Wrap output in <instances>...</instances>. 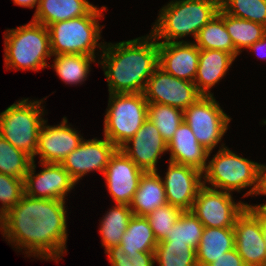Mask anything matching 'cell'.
Wrapping results in <instances>:
<instances>
[{
	"instance_id": "cell-1",
	"label": "cell",
	"mask_w": 266,
	"mask_h": 266,
	"mask_svg": "<svg viewBox=\"0 0 266 266\" xmlns=\"http://www.w3.org/2000/svg\"><path fill=\"white\" fill-rule=\"evenodd\" d=\"M65 201L23 194L4 216V237L28 256L57 261L67 252Z\"/></svg>"
},
{
	"instance_id": "cell-2",
	"label": "cell",
	"mask_w": 266,
	"mask_h": 266,
	"mask_svg": "<svg viewBox=\"0 0 266 266\" xmlns=\"http://www.w3.org/2000/svg\"><path fill=\"white\" fill-rule=\"evenodd\" d=\"M105 43L101 64L109 94L143 93L158 67V41L150 34L116 44Z\"/></svg>"
},
{
	"instance_id": "cell-3",
	"label": "cell",
	"mask_w": 266,
	"mask_h": 266,
	"mask_svg": "<svg viewBox=\"0 0 266 266\" xmlns=\"http://www.w3.org/2000/svg\"><path fill=\"white\" fill-rule=\"evenodd\" d=\"M220 0H174L160 9L151 35L158 42H179L187 35L197 37L219 11ZM164 39L162 41H159Z\"/></svg>"
},
{
	"instance_id": "cell-4",
	"label": "cell",
	"mask_w": 266,
	"mask_h": 266,
	"mask_svg": "<svg viewBox=\"0 0 266 266\" xmlns=\"http://www.w3.org/2000/svg\"><path fill=\"white\" fill-rule=\"evenodd\" d=\"M4 34L6 69L39 71L52 56L48 27L31 20L28 24L8 29Z\"/></svg>"
},
{
	"instance_id": "cell-5",
	"label": "cell",
	"mask_w": 266,
	"mask_h": 266,
	"mask_svg": "<svg viewBox=\"0 0 266 266\" xmlns=\"http://www.w3.org/2000/svg\"><path fill=\"white\" fill-rule=\"evenodd\" d=\"M105 10H107L105 6L101 9L95 6L85 16L49 25L52 55L71 53L96 57V48L103 50L105 45V42L98 44L101 39V26L98 20L103 17L102 11Z\"/></svg>"
},
{
	"instance_id": "cell-6",
	"label": "cell",
	"mask_w": 266,
	"mask_h": 266,
	"mask_svg": "<svg viewBox=\"0 0 266 266\" xmlns=\"http://www.w3.org/2000/svg\"><path fill=\"white\" fill-rule=\"evenodd\" d=\"M203 174L204 186L207 182L211 184L209 188L230 193L250 187L243 196H251L258 187L259 163L238 156L222 144Z\"/></svg>"
},
{
	"instance_id": "cell-7",
	"label": "cell",
	"mask_w": 266,
	"mask_h": 266,
	"mask_svg": "<svg viewBox=\"0 0 266 266\" xmlns=\"http://www.w3.org/2000/svg\"><path fill=\"white\" fill-rule=\"evenodd\" d=\"M19 100L0 113V136L31 158L35 156L44 123L43 100Z\"/></svg>"
},
{
	"instance_id": "cell-8",
	"label": "cell",
	"mask_w": 266,
	"mask_h": 266,
	"mask_svg": "<svg viewBox=\"0 0 266 266\" xmlns=\"http://www.w3.org/2000/svg\"><path fill=\"white\" fill-rule=\"evenodd\" d=\"M106 111L104 136L120 148L147 119L148 102L144 93H112Z\"/></svg>"
},
{
	"instance_id": "cell-9",
	"label": "cell",
	"mask_w": 266,
	"mask_h": 266,
	"mask_svg": "<svg viewBox=\"0 0 266 266\" xmlns=\"http://www.w3.org/2000/svg\"><path fill=\"white\" fill-rule=\"evenodd\" d=\"M183 120L197 141L210 152L227 132L231 118L224 113L213 95H202L183 111Z\"/></svg>"
},
{
	"instance_id": "cell-10",
	"label": "cell",
	"mask_w": 266,
	"mask_h": 266,
	"mask_svg": "<svg viewBox=\"0 0 266 266\" xmlns=\"http://www.w3.org/2000/svg\"><path fill=\"white\" fill-rule=\"evenodd\" d=\"M247 204L234 202L232 193L202 186L190 211L204 227L233 228Z\"/></svg>"
},
{
	"instance_id": "cell-11",
	"label": "cell",
	"mask_w": 266,
	"mask_h": 266,
	"mask_svg": "<svg viewBox=\"0 0 266 266\" xmlns=\"http://www.w3.org/2000/svg\"><path fill=\"white\" fill-rule=\"evenodd\" d=\"M143 93L148 103L169 105L182 111L202 96L194 82L176 78L159 66L148 79Z\"/></svg>"
},
{
	"instance_id": "cell-12",
	"label": "cell",
	"mask_w": 266,
	"mask_h": 266,
	"mask_svg": "<svg viewBox=\"0 0 266 266\" xmlns=\"http://www.w3.org/2000/svg\"><path fill=\"white\" fill-rule=\"evenodd\" d=\"M32 160L24 179V194L40 199L65 201V196L74 188L76 182L61 164L40 163L43 168L35 174L36 164Z\"/></svg>"
},
{
	"instance_id": "cell-13",
	"label": "cell",
	"mask_w": 266,
	"mask_h": 266,
	"mask_svg": "<svg viewBox=\"0 0 266 266\" xmlns=\"http://www.w3.org/2000/svg\"><path fill=\"white\" fill-rule=\"evenodd\" d=\"M117 149L105 136L102 140L84 139L76 149L66 156L61 165L77 183L91 171L96 170L103 174L111 156Z\"/></svg>"
},
{
	"instance_id": "cell-14",
	"label": "cell",
	"mask_w": 266,
	"mask_h": 266,
	"mask_svg": "<svg viewBox=\"0 0 266 266\" xmlns=\"http://www.w3.org/2000/svg\"><path fill=\"white\" fill-rule=\"evenodd\" d=\"M144 173L120 148L115 151L103 176L116 204L130 205Z\"/></svg>"
},
{
	"instance_id": "cell-15",
	"label": "cell",
	"mask_w": 266,
	"mask_h": 266,
	"mask_svg": "<svg viewBox=\"0 0 266 266\" xmlns=\"http://www.w3.org/2000/svg\"><path fill=\"white\" fill-rule=\"evenodd\" d=\"M164 178L161 177L167 203L191 210L199 189L203 186V172L187 165L169 161L168 170Z\"/></svg>"
},
{
	"instance_id": "cell-16",
	"label": "cell",
	"mask_w": 266,
	"mask_h": 266,
	"mask_svg": "<svg viewBox=\"0 0 266 266\" xmlns=\"http://www.w3.org/2000/svg\"><path fill=\"white\" fill-rule=\"evenodd\" d=\"M132 143V147L129 145ZM120 149L144 172H157V162L167 151V142L147 118L141 128Z\"/></svg>"
},
{
	"instance_id": "cell-17",
	"label": "cell",
	"mask_w": 266,
	"mask_h": 266,
	"mask_svg": "<svg viewBox=\"0 0 266 266\" xmlns=\"http://www.w3.org/2000/svg\"><path fill=\"white\" fill-rule=\"evenodd\" d=\"M67 122L66 117H63L61 124L55 126H46L47 121H44L32 160L36 155H40V163L61 164L66 156L82 143L83 137L79 136L77 130L68 126Z\"/></svg>"
},
{
	"instance_id": "cell-18",
	"label": "cell",
	"mask_w": 266,
	"mask_h": 266,
	"mask_svg": "<svg viewBox=\"0 0 266 266\" xmlns=\"http://www.w3.org/2000/svg\"><path fill=\"white\" fill-rule=\"evenodd\" d=\"M235 249L246 266H266L265 237L259 219L246 207L234 224Z\"/></svg>"
},
{
	"instance_id": "cell-19",
	"label": "cell",
	"mask_w": 266,
	"mask_h": 266,
	"mask_svg": "<svg viewBox=\"0 0 266 266\" xmlns=\"http://www.w3.org/2000/svg\"><path fill=\"white\" fill-rule=\"evenodd\" d=\"M158 66L172 76L194 82L198 62L199 48L194 42H158Z\"/></svg>"
},
{
	"instance_id": "cell-20",
	"label": "cell",
	"mask_w": 266,
	"mask_h": 266,
	"mask_svg": "<svg viewBox=\"0 0 266 266\" xmlns=\"http://www.w3.org/2000/svg\"><path fill=\"white\" fill-rule=\"evenodd\" d=\"M167 151H170L168 161L191 166L204 172L207 160L212 153L203 147L195 137L189 125L183 120L167 143Z\"/></svg>"
},
{
	"instance_id": "cell-21",
	"label": "cell",
	"mask_w": 266,
	"mask_h": 266,
	"mask_svg": "<svg viewBox=\"0 0 266 266\" xmlns=\"http://www.w3.org/2000/svg\"><path fill=\"white\" fill-rule=\"evenodd\" d=\"M235 57L223 50L199 49V62L194 83L204 96L213 95V88L227 73Z\"/></svg>"
},
{
	"instance_id": "cell-22",
	"label": "cell",
	"mask_w": 266,
	"mask_h": 266,
	"mask_svg": "<svg viewBox=\"0 0 266 266\" xmlns=\"http://www.w3.org/2000/svg\"><path fill=\"white\" fill-rule=\"evenodd\" d=\"M167 204L165 188L157 172H145L129 205L133 215H149L153 210Z\"/></svg>"
},
{
	"instance_id": "cell-23",
	"label": "cell",
	"mask_w": 266,
	"mask_h": 266,
	"mask_svg": "<svg viewBox=\"0 0 266 266\" xmlns=\"http://www.w3.org/2000/svg\"><path fill=\"white\" fill-rule=\"evenodd\" d=\"M95 6L88 0H40L33 21L46 27L87 15Z\"/></svg>"
},
{
	"instance_id": "cell-24",
	"label": "cell",
	"mask_w": 266,
	"mask_h": 266,
	"mask_svg": "<svg viewBox=\"0 0 266 266\" xmlns=\"http://www.w3.org/2000/svg\"><path fill=\"white\" fill-rule=\"evenodd\" d=\"M235 248L233 228L204 227L196 250L198 266H208L215 259Z\"/></svg>"
},
{
	"instance_id": "cell-25",
	"label": "cell",
	"mask_w": 266,
	"mask_h": 266,
	"mask_svg": "<svg viewBox=\"0 0 266 266\" xmlns=\"http://www.w3.org/2000/svg\"><path fill=\"white\" fill-rule=\"evenodd\" d=\"M157 244L148 219L133 215L119 245L128 256L133 257L139 252H155Z\"/></svg>"
},
{
	"instance_id": "cell-26",
	"label": "cell",
	"mask_w": 266,
	"mask_h": 266,
	"mask_svg": "<svg viewBox=\"0 0 266 266\" xmlns=\"http://www.w3.org/2000/svg\"><path fill=\"white\" fill-rule=\"evenodd\" d=\"M194 44L199 49L226 51L235 58L239 55L234 47L231 36L226 30L225 11L221 7L218 13L199 30Z\"/></svg>"
},
{
	"instance_id": "cell-27",
	"label": "cell",
	"mask_w": 266,
	"mask_h": 266,
	"mask_svg": "<svg viewBox=\"0 0 266 266\" xmlns=\"http://www.w3.org/2000/svg\"><path fill=\"white\" fill-rule=\"evenodd\" d=\"M132 216L133 213L130 207L125 204H115L109 212L107 211L100 222L99 228L102 241L101 245L105 247V251L121 243L122 236Z\"/></svg>"
},
{
	"instance_id": "cell-28",
	"label": "cell",
	"mask_w": 266,
	"mask_h": 266,
	"mask_svg": "<svg viewBox=\"0 0 266 266\" xmlns=\"http://www.w3.org/2000/svg\"><path fill=\"white\" fill-rule=\"evenodd\" d=\"M55 56L54 67L59 78L66 84L76 85L86 80L91 62H96V57L85 54H60Z\"/></svg>"
},
{
	"instance_id": "cell-29",
	"label": "cell",
	"mask_w": 266,
	"mask_h": 266,
	"mask_svg": "<svg viewBox=\"0 0 266 266\" xmlns=\"http://www.w3.org/2000/svg\"><path fill=\"white\" fill-rule=\"evenodd\" d=\"M225 27L240 54L266 34V26L246 19L237 18L225 12Z\"/></svg>"
},
{
	"instance_id": "cell-30",
	"label": "cell",
	"mask_w": 266,
	"mask_h": 266,
	"mask_svg": "<svg viewBox=\"0 0 266 266\" xmlns=\"http://www.w3.org/2000/svg\"><path fill=\"white\" fill-rule=\"evenodd\" d=\"M204 230L203 224L190 210L183 211L166 237L158 243L187 244L198 249Z\"/></svg>"
},
{
	"instance_id": "cell-31",
	"label": "cell",
	"mask_w": 266,
	"mask_h": 266,
	"mask_svg": "<svg viewBox=\"0 0 266 266\" xmlns=\"http://www.w3.org/2000/svg\"><path fill=\"white\" fill-rule=\"evenodd\" d=\"M32 158L0 136V173L25 179Z\"/></svg>"
},
{
	"instance_id": "cell-32",
	"label": "cell",
	"mask_w": 266,
	"mask_h": 266,
	"mask_svg": "<svg viewBox=\"0 0 266 266\" xmlns=\"http://www.w3.org/2000/svg\"><path fill=\"white\" fill-rule=\"evenodd\" d=\"M147 118L154 123L162 138L168 143L183 122V111L169 105L148 103Z\"/></svg>"
},
{
	"instance_id": "cell-33",
	"label": "cell",
	"mask_w": 266,
	"mask_h": 266,
	"mask_svg": "<svg viewBox=\"0 0 266 266\" xmlns=\"http://www.w3.org/2000/svg\"><path fill=\"white\" fill-rule=\"evenodd\" d=\"M154 253L159 266H198L196 250L185 243H158Z\"/></svg>"
},
{
	"instance_id": "cell-34",
	"label": "cell",
	"mask_w": 266,
	"mask_h": 266,
	"mask_svg": "<svg viewBox=\"0 0 266 266\" xmlns=\"http://www.w3.org/2000/svg\"><path fill=\"white\" fill-rule=\"evenodd\" d=\"M220 7L234 17L266 26V0H220Z\"/></svg>"
},
{
	"instance_id": "cell-35",
	"label": "cell",
	"mask_w": 266,
	"mask_h": 266,
	"mask_svg": "<svg viewBox=\"0 0 266 266\" xmlns=\"http://www.w3.org/2000/svg\"><path fill=\"white\" fill-rule=\"evenodd\" d=\"M24 194V179L0 173V231L4 235L3 216L11 210Z\"/></svg>"
},
{
	"instance_id": "cell-36",
	"label": "cell",
	"mask_w": 266,
	"mask_h": 266,
	"mask_svg": "<svg viewBox=\"0 0 266 266\" xmlns=\"http://www.w3.org/2000/svg\"><path fill=\"white\" fill-rule=\"evenodd\" d=\"M182 212L181 208L167 203L146 216L158 242L166 237Z\"/></svg>"
},
{
	"instance_id": "cell-37",
	"label": "cell",
	"mask_w": 266,
	"mask_h": 266,
	"mask_svg": "<svg viewBox=\"0 0 266 266\" xmlns=\"http://www.w3.org/2000/svg\"><path fill=\"white\" fill-rule=\"evenodd\" d=\"M105 254H108L111 266H154L156 263L154 252H139L132 257L120 245L110 247Z\"/></svg>"
},
{
	"instance_id": "cell-38",
	"label": "cell",
	"mask_w": 266,
	"mask_h": 266,
	"mask_svg": "<svg viewBox=\"0 0 266 266\" xmlns=\"http://www.w3.org/2000/svg\"><path fill=\"white\" fill-rule=\"evenodd\" d=\"M208 266H246L241 256L234 248L228 252H225L223 256L215 259Z\"/></svg>"
},
{
	"instance_id": "cell-39",
	"label": "cell",
	"mask_w": 266,
	"mask_h": 266,
	"mask_svg": "<svg viewBox=\"0 0 266 266\" xmlns=\"http://www.w3.org/2000/svg\"><path fill=\"white\" fill-rule=\"evenodd\" d=\"M247 208L259 219L262 232L265 237V247H266V203L260 205H248Z\"/></svg>"
},
{
	"instance_id": "cell-40",
	"label": "cell",
	"mask_w": 266,
	"mask_h": 266,
	"mask_svg": "<svg viewBox=\"0 0 266 266\" xmlns=\"http://www.w3.org/2000/svg\"><path fill=\"white\" fill-rule=\"evenodd\" d=\"M255 195H266V165L259 164L258 187Z\"/></svg>"
},
{
	"instance_id": "cell-41",
	"label": "cell",
	"mask_w": 266,
	"mask_h": 266,
	"mask_svg": "<svg viewBox=\"0 0 266 266\" xmlns=\"http://www.w3.org/2000/svg\"><path fill=\"white\" fill-rule=\"evenodd\" d=\"M248 49L251 51L257 52V55H259L258 53H260L259 50H261V53L264 51V53L266 54V34L261 39H259L254 44H252ZM265 54H264V56H265ZM260 57H262V56H260Z\"/></svg>"
},
{
	"instance_id": "cell-42",
	"label": "cell",
	"mask_w": 266,
	"mask_h": 266,
	"mask_svg": "<svg viewBox=\"0 0 266 266\" xmlns=\"http://www.w3.org/2000/svg\"><path fill=\"white\" fill-rule=\"evenodd\" d=\"M39 1L40 0H13L15 5H19V6H22V7H28L30 9L34 8L36 6V4H37L36 10H37Z\"/></svg>"
}]
</instances>
